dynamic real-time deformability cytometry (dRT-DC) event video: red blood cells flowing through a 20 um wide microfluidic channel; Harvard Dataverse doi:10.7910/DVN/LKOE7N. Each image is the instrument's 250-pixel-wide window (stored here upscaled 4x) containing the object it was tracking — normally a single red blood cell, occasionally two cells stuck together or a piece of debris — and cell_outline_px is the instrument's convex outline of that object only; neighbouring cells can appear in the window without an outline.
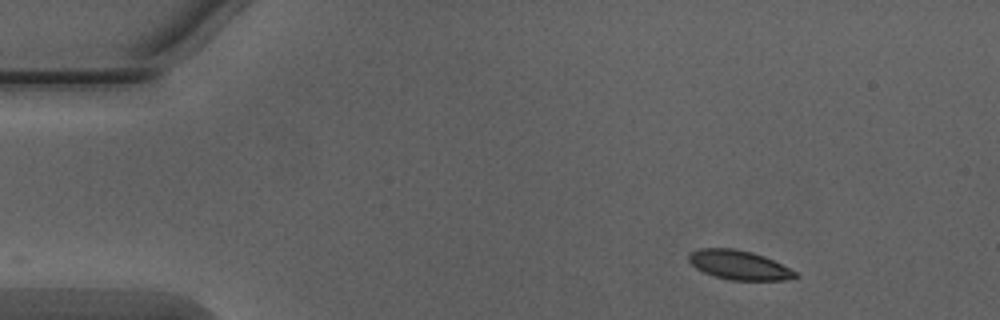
{"species": "Egyptian fruit bat (a non-hibernating species)", "species_latin": "Rousettus aegyptiacus", "temperature_condition": "warm", "stored_images_in_passage": 31, "camera_frame_rate_fps": 3000, "um_per_image_px": 0.085, "animal": {"sex": "male"}, "frame": {"image": 1, "passage_image": 1, "time_ms": 0.0, "image_size_px": [1000, 320], "cell_outline_px": [[800, 276], [788, 280], [728, 280], [704, 272], [696, 268], [688, 260], [688, 252], [700, 248], [732, 248], [752, 252], [764, 256], [796, 272]], "centroid_in_image_um": [62.79, 22.52], "position_along_channel_um": 22.2, "area_um2": 18.09}}
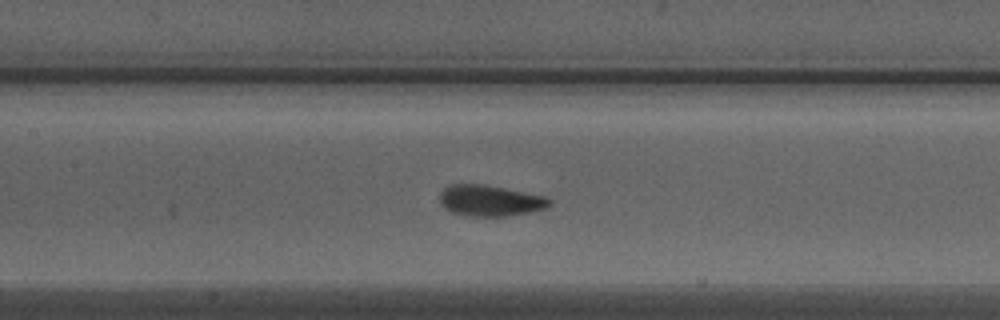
{"frame": {"image": 2, "passage_image": 18, "time_ms": 5.667, "image_size_px": [1000, 320], "cell_outline_px": [[552, 204], [544, 208], [528, 212], [504, 216], [468, 216], [452, 212], [444, 208], [440, 204], [440, 192], [448, 184], [484, 184], [544, 196], [552, 200]], "centroid_in_image_um": [41.61, 17.04], "position_along_channel_um": 165.8, "area_um2": 19.77}}
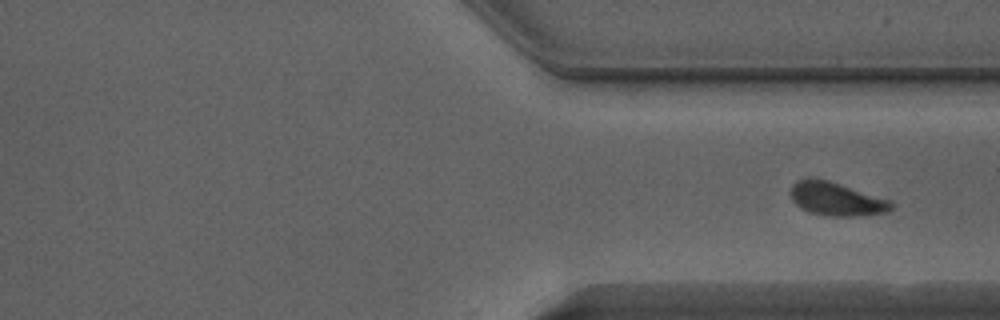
{"frame": {"image": 3, "passage_image": 31, "time_ms": 10.0, "image_size_px": [1000, 320], "cell_outline_px": [[892, 208], [888, 212], [860, 216], [824, 216], [808, 212], [800, 208], [792, 200], [792, 184], [796, 180], [808, 176], [812, 176], [828, 180], [892, 200]], "centroid_in_image_um": [71.07, 16.9], "position_along_channel_um": 340.3, "area_um2": 20.0}}